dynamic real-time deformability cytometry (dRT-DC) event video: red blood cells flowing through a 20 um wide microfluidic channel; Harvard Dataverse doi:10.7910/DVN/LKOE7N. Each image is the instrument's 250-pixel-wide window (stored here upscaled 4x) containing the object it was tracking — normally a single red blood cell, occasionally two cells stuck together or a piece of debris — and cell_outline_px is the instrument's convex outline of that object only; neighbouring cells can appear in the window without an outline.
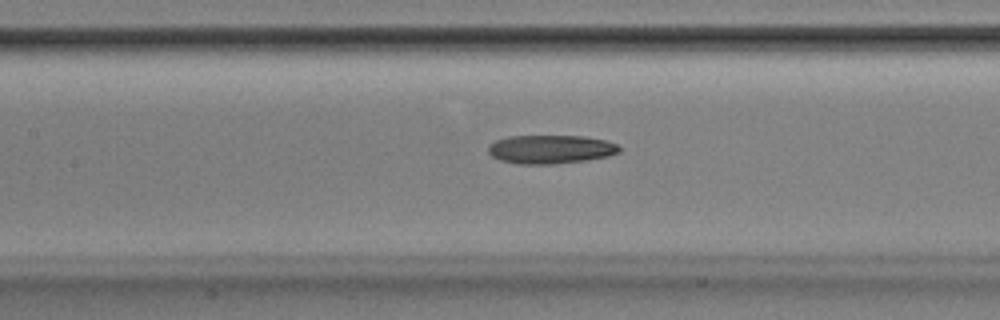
{"species": "Egyptian fruit bat (a non-hibernating species)", "species_latin": "Rousettus aegyptiacus", "temperature_condition": "room temperature", "stored_images_in_passage": 52, "camera_frame_rate_fps": 3000, "um_per_image_px": 0.085, "animal": {"sex": "male"}, "frame": {"image": 1, "passage_image": 24, "time_ms": 7.667, "image_size_px": [1000, 320], "cell_outline_px": [[620, 152], [608, 156], [588, 160], [552, 164], [516, 164], [500, 160], [492, 156], [488, 152], [488, 148], [496, 140], [508, 136], [584, 136], [604, 140], [616, 144], [620, 148]], "centroid_in_image_um": [46.8, 12.69], "position_along_channel_um": 160.6, "area_um2": 21.85}}
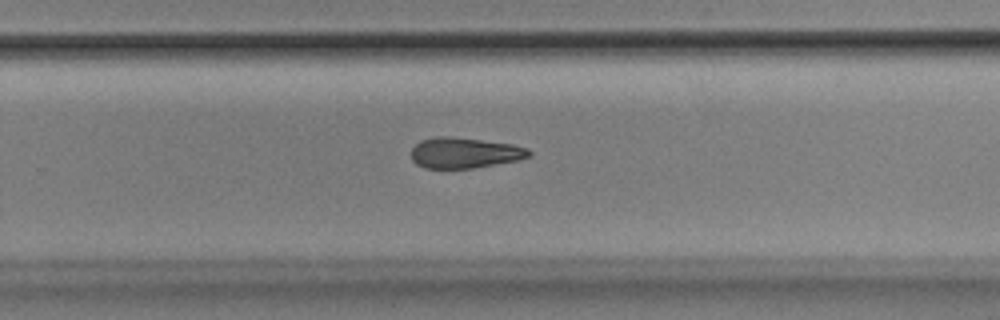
{"frame": {"image": 2, "passage_image": 34, "time_ms": 11.0, "image_size_px": [1000, 320], "cell_outline_px": [[532, 152], [528, 156], [520, 160], [472, 168], [424, 168], [416, 164], [412, 160], [412, 148], [420, 140], [436, 136], [452, 136], [512, 144], [528, 148]], "centroid_in_image_um": [39.48, 12.98], "position_along_channel_um": 290.3, "area_um2": 21.1}}
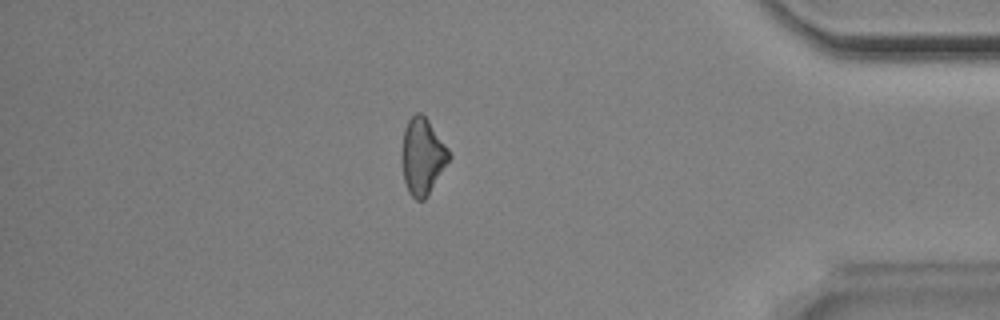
{"frame": {"image": 3, "passage_image": 45, "time_ms": 14.667, "image_size_px": [1000, 320], "cell_outline_px": [[452, 156], [428, 196], [424, 200], [416, 200], [408, 192], [404, 180], [400, 156], [404, 128], [408, 120], [416, 112], [420, 112], [428, 120], [448, 148]], "centroid_in_image_um": [35.89, 13.3], "position_along_channel_um": 399.3, "area_um2": 21.27}, "authors_computed_cell_mechanics": {"area_um2": 21.8484, "velocity_mm_per_s": 3.913, "shape_relaxation_time_tau1_ms": 3.7469, "shape_relaxation_time_tau2_ms": 6.6073, "deformation_change_tau1": 0.1449, "deformation_change_tau2": 0.1919}}